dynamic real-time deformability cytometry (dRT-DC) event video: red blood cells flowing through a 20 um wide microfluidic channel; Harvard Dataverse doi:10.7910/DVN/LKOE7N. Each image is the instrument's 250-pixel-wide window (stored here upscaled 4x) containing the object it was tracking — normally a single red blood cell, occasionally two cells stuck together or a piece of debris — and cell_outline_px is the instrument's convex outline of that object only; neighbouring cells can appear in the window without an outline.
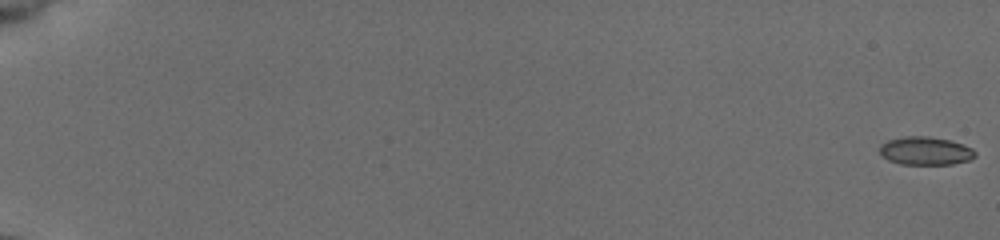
{"species": "common noctule bat (a hibernating species)", "species_latin": "Nyctalus noctula", "temperature_condition": "cold", "stored_images_in_passage": 56, "camera_frame_rate_fps": 3000, "um_per_image_px": 0.085, "animal": {"sex": "female", "body_mass_g": 19.5, "forearm_length_mm": 54.1}, "frame": {"image": 1, "passage_image": 1, "time_ms": 0.0, "image_size_px": [1000, 240], "cell_outline_px": [[976, 156], [968, 160], [952, 164], [900, 164], [888, 160], [880, 156], [880, 144], [888, 140], [904, 136], [928, 136], [948, 140], [972, 148], [976, 152]], "centroid_in_image_um": [78.62, 12.83], "position_along_channel_um": 6.4, "area_um2": 15.66}}
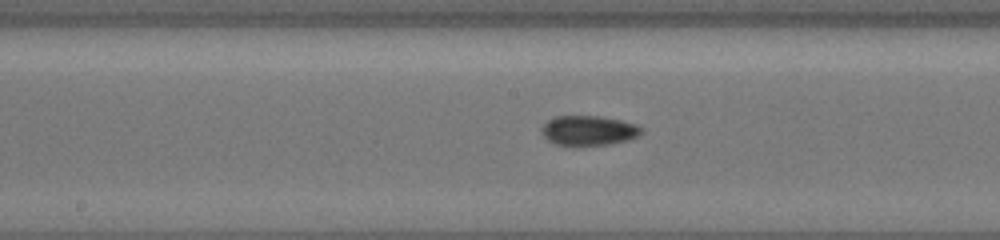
{"frame": {"image": 2, "passage_image": 32, "time_ms": 10.333, "image_size_px": [1000, 240], "cell_outline_px": [[640, 132], [636, 136], [628, 140], [608, 144], [580, 148], [572, 148], [556, 144], [548, 140], [544, 136], [544, 124], [548, 120], [556, 116], [596, 116], [620, 120], [636, 124], [640, 128]], "centroid_in_image_um": [50.0, 11.14], "position_along_channel_um": 198.2, "area_um2": 17.46}}
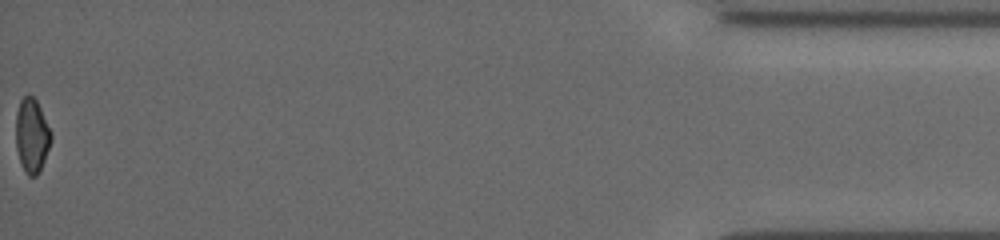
{"frame": {"image": 3, "passage_image": 56, "time_ms": 18.333, "image_size_px": [1000, 240], "cell_outline_px": [[52, 136], [40, 172], [36, 176], [28, 176], [24, 172], [16, 148], [16, 112], [20, 100], [28, 92], [36, 100], [52, 132]], "centroid_in_image_um": [2.69, 11.51], "position_along_channel_um": 432.5, "area_um2": 15.26}, "authors_computed_cell_mechanics": {"area_um2": 15.8661, "velocity_mm_per_s": 3.9341, "shape_relaxation_time_tau1_ms": 2.9686, "shape_relaxation_time_tau2_ms": 4.8853, "deformation_change_tau1": 0.0952, "deformation_change_tau2": 0.0914}}